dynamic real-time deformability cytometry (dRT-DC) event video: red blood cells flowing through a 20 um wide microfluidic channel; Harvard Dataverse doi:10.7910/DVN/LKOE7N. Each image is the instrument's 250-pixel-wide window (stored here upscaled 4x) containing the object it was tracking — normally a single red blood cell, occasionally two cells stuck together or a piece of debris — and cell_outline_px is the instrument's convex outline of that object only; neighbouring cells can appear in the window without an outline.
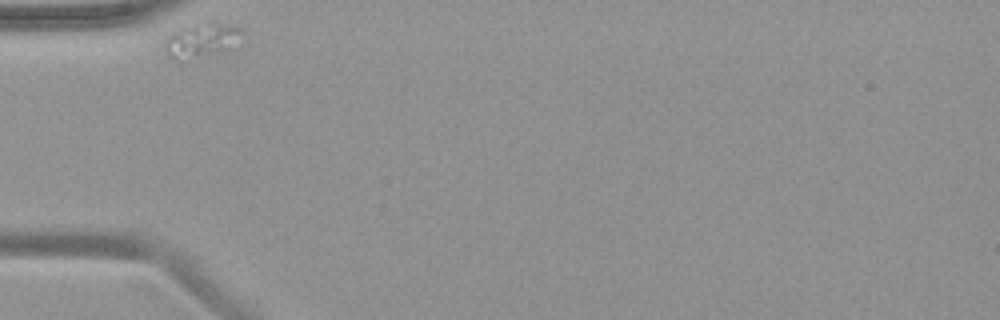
{"species": "common noctule bat (a hibernating species)", "species_latin": "Nyctalus noctula", "temperature_condition": "warm", "stored_images_in_passage": 7, "camera_frame_rate_fps": 3000, "um_per_image_px": 0.085, "animal": {"sex": "female", "body_mass_g": 19.9}, "frame": {"image": 1, "passage_image": 1, "time_ms": 0.0, "image_size_px": [1000, 320], "cell_outline_px": [[244, 32], [224, 48], [180, 64], [164, 48], [164, 40], [172, 32], [184, 28], [208, 24], [212, 24], [240, 28]], "centroid_in_image_um": [16.96, 3.49], "position_along_channel_um": 68.0, "area_um2": 14.05}}